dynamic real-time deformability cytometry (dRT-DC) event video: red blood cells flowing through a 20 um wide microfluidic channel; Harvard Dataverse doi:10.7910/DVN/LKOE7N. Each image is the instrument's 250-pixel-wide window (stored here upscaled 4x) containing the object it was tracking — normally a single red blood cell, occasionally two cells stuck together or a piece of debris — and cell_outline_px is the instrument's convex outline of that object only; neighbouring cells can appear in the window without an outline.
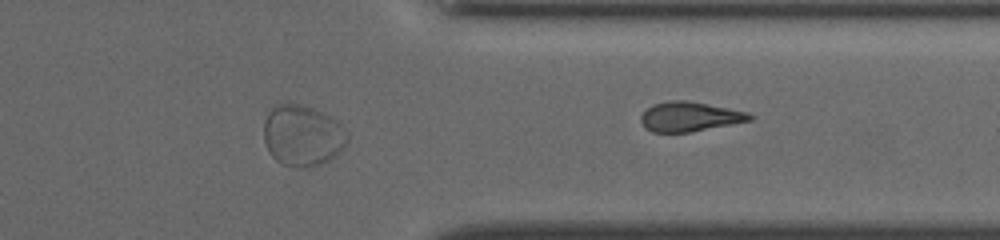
{"species": "common noctule bat (a hibernating species)", "species_latin": "Nyctalus noctula", "temperature_condition": "cold", "stored_images_in_passage": 46, "segment_of_instrument_passage": [2, 2], "camera_frame_rate_fps": 3000, "um_per_image_px": 0.085, "animal": {"sex": "female", "body_mass_g": 19.5, "forearm_length_mm": 54.1}, "frame": {"image": 1, "passage_image": 46, "time_ms": 15.0, "image_size_px": [1000, 240], "cell_outline_px": [[756, 116], [752, 120], [732, 124], [688, 132], [652, 132], [644, 128], [640, 120], [640, 116], [652, 104], [668, 100], [688, 100], [748, 112]], "centroid_in_image_um": [58.61, 9.91], "position_along_channel_um": 352.8, "area_um2": 18.84}}